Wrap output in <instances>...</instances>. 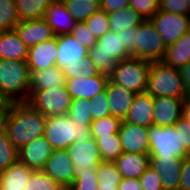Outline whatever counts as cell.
Segmentation results:
<instances>
[{"label": "cell", "instance_id": "29", "mask_svg": "<svg viewBox=\"0 0 190 190\" xmlns=\"http://www.w3.org/2000/svg\"><path fill=\"white\" fill-rule=\"evenodd\" d=\"M107 14L110 23V31L117 33L139 26L145 20L131 7Z\"/></svg>", "mask_w": 190, "mask_h": 190}, {"label": "cell", "instance_id": "55", "mask_svg": "<svg viewBox=\"0 0 190 190\" xmlns=\"http://www.w3.org/2000/svg\"><path fill=\"white\" fill-rule=\"evenodd\" d=\"M54 2H63L64 0H53Z\"/></svg>", "mask_w": 190, "mask_h": 190}, {"label": "cell", "instance_id": "19", "mask_svg": "<svg viewBox=\"0 0 190 190\" xmlns=\"http://www.w3.org/2000/svg\"><path fill=\"white\" fill-rule=\"evenodd\" d=\"M14 29L28 47L55 37L53 30L44 18L19 21Z\"/></svg>", "mask_w": 190, "mask_h": 190}, {"label": "cell", "instance_id": "31", "mask_svg": "<svg viewBox=\"0 0 190 190\" xmlns=\"http://www.w3.org/2000/svg\"><path fill=\"white\" fill-rule=\"evenodd\" d=\"M63 3L77 22H85L100 9V0H64Z\"/></svg>", "mask_w": 190, "mask_h": 190}, {"label": "cell", "instance_id": "5", "mask_svg": "<svg viewBox=\"0 0 190 190\" xmlns=\"http://www.w3.org/2000/svg\"><path fill=\"white\" fill-rule=\"evenodd\" d=\"M31 72L26 60L0 59V89L12 102H27Z\"/></svg>", "mask_w": 190, "mask_h": 190}, {"label": "cell", "instance_id": "3", "mask_svg": "<svg viewBox=\"0 0 190 190\" xmlns=\"http://www.w3.org/2000/svg\"><path fill=\"white\" fill-rule=\"evenodd\" d=\"M88 57L94 62L100 75L110 79L117 63L132 56L122 45L121 35L109 30L88 49Z\"/></svg>", "mask_w": 190, "mask_h": 190}, {"label": "cell", "instance_id": "57", "mask_svg": "<svg viewBox=\"0 0 190 190\" xmlns=\"http://www.w3.org/2000/svg\"><path fill=\"white\" fill-rule=\"evenodd\" d=\"M62 190H71L69 187L63 188Z\"/></svg>", "mask_w": 190, "mask_h": 190}, {"label": "cell", "instance_id": "49", "mask_svg": "<svg viewBox=\"0 0 190 190\" xmlns=\"http://www.w3.org/2000/svg\"><path fill=\"white\" fill-rule=\"evenodd\" d=\"M129 7V0H100V9L106 13L119 11Z\"/></svg>", "mask_w": 190, "mask_h": 190}, {"label": "cell", "instance_id": "7", "mask_svg": "<svg viewBox=\"0 0 190 190\" xmlns=\"http://www.w3.org/2000/svg\"><path fill=\"white\" fill-rule=\"evenodd\" d=\"M151 62L130 57L117 63L110 80L134 93L146 92Z\"/></svg>", "mask_w": 190, "mask_h": 190}, {"label": "cell", "instance_id": "22", "mask_svg": "<svg viewBox=\"0 0 190 190\" xmlns=\"http://www.w3.org/2000/svg\"><path fill=\"white\" fill-rule=\"evenodd\" d=\"M105 91L110 104L111 115L124 120L136 93L112 82L110 79L107 82Z\"/></svg>", "mask_w": 190, "mask_h": 190}, {"label": "cell", "instance_id": "47", "mask_svg": "<svg viewBox=\"0 0 190 190\" xmlns=\"http://www.w3.org/2000/svg\"><path fill=\"white\" fill-rule=\"evenodd\" d=\"M179 190H190V153L182 159Z\"/></svg>", "mask_w": 190, "mask_h": 190}, {"label": "cell", "instance_id": "15", "mask_svg": "<svg viewBox=\"0 0 190 190\" xmlns=\"http://www.w3.org/2000/svg\"><path fill=\"white\" fill-rule=\"evenodd\" d=\"M118 135L123 152L149 154L150 141L147 127L122 120Z\"/></svg>", "mask_w": 190, "mask_h": 190}, {"label": "cell", "instance_id": "11", "mask_svg": "<svg viewBox=\"0 0 190 190\" xmlns=\"http://www.w3.org/2000/svg\"><path fill=\"white\" fill-rule=\"evenodd\" d=\"M150 20L166 47L175 43L190 30V16L188 15L158 11Z\"/></svg>", "mask_w": 190, "mask_h": 190}, {"label": "cell", "instance_id": "23", "mask_svg": "<svg viewBox=\"0 0 190 190\" xmlns=\"http://www.w3.org/2000/svg\"><path fill=\"white\" fill-rule=\"evenodd\" d=\"M45 21L55 36L71 34L77 21L70 15L63 2H53L44 14Z\"/></svg>", "mask_w": 190, "mask_h": 190}, {"label": "cell", "instance_id": "25", "mask_svg": "<svg viewBox=\"0 0 190 190\" xmlns=\"http://www.w3.org/2000/svg\"><path fill=\"white\" fill-rule=\"evenodd\" d=\"M28 48L15 29L0 32V59L26 60Z\"/></svg>", "mask_w": 190, "mask_h": 190}, {"label": "cell", "instance_id": "28", "mask_svg": "<svg viewBox=\"0 0 190 190\" xmlns=\"http://www.w3.org/2000/svg\"><path fill=\"white\" fill-rule=\"evenodd\" d=\"M162 61L176 69L190 61V30L166 47Z\"/></svg>", "mask_w": 190, "mask_h": 190}, {"label": "cell", "instance_id": "1", "mask_svg": "<svg viewBox=\"0 0 190 190\" xmlns=\"http://www.w3.org/2000/svg\"><path fill=\"white\" fill-rule=\"evenodd\" d=\"M46 120V115L27 102H13L11 108L0 116V124L17 150L44 135Z\"/></svg>", "mask_w": 190, "mask_h": 190}, {"label": "cell", "instance_id": "24", "mask_svg": "<svg viewBox=\"0 0 190 190\" xmlns=\"http://www.w3.org/2000/svg\"><path fill=\"white\" fill-rule=\"evenodd\" d=\"M114 162L122 178H139L150 166V156L123 152Z\"/></svg>", "mask_w": 190, "mask_h": 190}, {"label": "cell", "instance_id": "13", "mask_svg": "<svg viewBox=\"0 0 190 190\" xmlns=\"http://www.w3.org/2000/svg\"><path fill=\"white\" fill-rule=\"evenodd\" d=\"M187 100L165 96L154 97L153 125L160 127L173 126L183 117Z\"/></svg>", "mask_w": 190, "mask_h": 190}, {"label": "cell", "instance_id": "40", "mask_svg": "<svg viewBox=\"0 0 190 190\" xmlns=\"http://www.w3.org/2000/svg\"><path fill=\"white\" fill-rule=\"evenodd\" d=\"M84 23L88 27L89 31H91L93 36L96 37V39L100 38L102 35L110 30L108 14L101 9L96 11Z\"/></svg>", "mask_w": 190, "mask_h": 190}, {"label": "cell", "instance_id": "50", "mask_svg": "<svg viewBox=\"0 0 190 190\" xmlns=\"http://www.w3.org/2000/svg\"><path fill=\"white\" fill-rule=\"evenodd\" d=\"M118 190H143L138 178H122Z\"/></svg>", "mask_w": 190, "mask_h": 190}, {"label": "cell", "instance_id": "18", "mask_svg": "<svg viewBox=\"0 0 190 190\" xmlns=\"http://www.w3.org/2000/svg\"><path fill=\"white\" fill-rule=\"evenodd\" d=\"M150 166L160 175L164 190H179L182 159L150 157Z\"/></svg>", "mask_w": 190, "mask_h": 190}, {"label": "cell", "instance_id": "6", "mask_svg": "<svg viewBox=\"0 0 190 190\" xmlns=\"http://www.w3.org/2000/svg\"><path fill=\"white\" fill-rule=\"evenodd\" d=\"M146 92L153 97L188 99L180 69L163 61L151 62Z\"/></svg>", "mask_w": 190, "mask_h": 190}, {"label": "cell", "instance_id": "32", "mask_svg": "<svg viewBox=\"0 0 190 190\" xmlns=\"http://www.w3.org/2000/svg\"><path fill=\"white\" fill-rule=\"evenodd\" d=\"M99 189H118L122 176L113 161H101L97 170Z\"/></svg>", "mask_w": 190, "mask_h": 190}, {"label": "cell", "instance_id": "51", "mask_svg": "<svg viewBox=\"0 0 190 190\" xmlns=\"http://www.w3.org/2000/svg\"><path fill=\"white\" fill-rule=\"evenodd\" d=\"M180 72L186 93L190 97V61L181 67Z\"/></svg>", "mask_w": 190, "mask_h": 190}, {"label": "cell", "instance_id": "21", "mask_svg": "<svg viewBox=\"0 0 190 190\" xmlns=\"http://www.w3.org/2000/svg\"><path fill=\"white\" fill-rule=\"evenodd\" d=\"M108 80V78L99 74L98 76H88L85 79L81 77L66 79L65 84L72 99L84 98L91 100L105 90Z\"/></svg>", "mask_w": 190, "mask_h": 190}, {"label": "cell", "instance_id": "12", "mask_svg": "<svg viewBox=\"0 0 190 190\" xmlns=\"http://www.w3.org/2000/svg\"><path fill=\"white\" fill-rule=\"evenodd\" d=\"M67 152L73 163V171L97 172L102 161L99 147L94 138L84 142H74L67 148Z\"/></svg>", "mask_w": 190, "mask_h": 190}, {"label": "cell", "instance_id": "54", "mask_svg": "<svg viewBox=\"0 0 190 190\" xmlns=\"http://www.w3.org/2000/svg\"><path fill=\"white\" fill-rule=\"evenodd\" d=\"M188 2V10H189V16H190V0H187Z\"/></svg>", "mask_w": 190, "mask_h": 190}, {"label": "cell", "instance_id": "20", "mask_svg": "<svg viewBox=\"0 0 190 190\" xmlns=\"http://www.w3.org/2000/svg\"><path fill=\"white\" fill-rule=\"evenodd\" d=\"M154 97L147 92L137 93L123 121L149 128L153 125Z\"/></svg>", "mask_w": 190, "mask_h": 190}, {"label": "cell", "instance_id": "27", "mask_svg": "<svg viewBox=\"0 0 190 190\" xmlns=\"http://www.w3.org/2000/svg\"><path fill=\"white\" fill-rule=\"evenodd\" d=\"M30 91L47 90L66 83L64 72L57 65L45 70L30 71Z\"/></svg>", "mask_w": 190, "mask_h": 190}, {"label": "cell", "instance_id": "52", "mask_svg": "<svg viewBox=\"0 0 190 190\" xmlns=\"http://www.w3.org/2000/svg\"><path fill=\"white\" fill-rule=\"evenodd\" d=\"M13 102L0 89V116H3L10 108Z\"/></svg>", "mask_w": 190, "mask_h": 190}, {"label": "cell", "instance_id": "26", "mask_svg": "<svg viewBox=\"0 0 190 190\" xmlns=\"http://www.w3.org/2000/svg\"><path fill=\"white\" fill-rule=\"evenodd\" d=\"M34 170L17 161L0 172V190H24Z\"/></svg>", "mask_w": 190, "mask_h": 190}, {"label": "cell", "instance_id": "33", "mask_svg": "<svg viewBox=\"0 0 190 190\" xmlns=\"http://www.w3.org/2000/svg\"><path fill=\"white\" fill-rule=\"evenodd\" d=\"M102 161H115L122 153L121 140L118 133L96 139Z\"/></svg>", "mask_w": 190, "mask_h": 190}, {"label": "cell", "instance_id": "16", "mask_svg": "<svg viewBox=\"0 0 190 190\" xmlns=\"http://www.w3.org/2000/svg\"><path fill=\"white\" fill-rule=\"evenodd\" d=\"M52 152L51 144L43 135L35 138L18 150V161L34 171H39L44 168Z\"/></svg>", "mask_w": 190, "mask_h": 190}, {"label": "cell", "instance_id": "39", "mask_svg": "<svg viewBox=\"0 0 190 190\" xmlns=\"http://www.w3.org/2000/svg\"><path fill=\"white\" fill-rule=\"evenodd\" d=\"M71 190H99L97 172L91 170L73 171Z\"/></svg>", "mask_w": 190, "mask_h": 190}, {"label": "cell", "instance_id": "42", "mask_svg": "<svg viewBox=\"0 0 190 190\" xmlns=\"http://www.w3.org/2000/svg\"><path fill=\"white\" fill-rule=\"evenodd\" d=\"M160 0H129V7L144 19H151L159 11Z\"/></svg>", "mask_w": 190, "mask_h": 190}, {"label": "cell", "instance_id": "17", "mask_svg": "<svg viewBox=\"0 0 190 190\" xmlns=\"http://www.w3.org/2000/svg\"><path fill=\"white\" fill-rule=\"evenodd\" d=\"M58 55L56 36L28 48L26 62L30 71L45 70L56 65Z\"/></svg>", "mask_w": 190, "mask_h": 190}, {"label": "cell", "instance_id": "38", "mask_svg": "<svg viewBox=\"0 0 190 190\" xmlns=\"http://www.w3.org/2000/svg\"><path fill=\"white\" fill-rule=\"evenodd\" d=\"M63 187L42 170L33 171L24 190H62Z\"/></svg>", "mask_w": 190, "mask_h": 190}, {"label": "cell", "instance_id": "53", "mask_svg": "<svg viewBox=\"0 0 190 190\" xmlns=\"http://www.w3.org/2000/svg\"><path fill=\"white\" fill-rule=\"evenodd\" d=\"M183 117L185 118L186 121L190 122V97L186 101Z\"/></svg>", "mask_w": 190, "mask_h": 190}, {"label": "cell", "instance_id": "37", "mask_svg": "<svg viewBox=\"0 0 190 190\" xmlns=\"http://www.w3.org/2000/svg\"><path fill=\"white\" fill-rule=\"evenodd\" d=\"M68 115L72 121L91 125L93 118L90 109V100L84 98L72 99Z\"/></svg>", "mask_w": 190, "mask_h": 190}, {"label": "cell", "instance_id": "8", "mask_svg": "<svg viewBox=\"0 0 190 190\" xmlns=\"http://www.w3.org/2000/svg\"><path fill=\"white\" fill-rule=\"evenodd\" d=\"M149 133V156L183 159L189 152L181 144L180 132L174 126L151 125Z\"/></svg>", "mask_w": 190, "mask_h": 190}, {"label": "cell", "instance_id": "4", "mask_svg": "<svg viewBox=\"0 0 190 190\" xmlns=\"http://www.w3.org/2000/svg\"><path fill=\"white\" fill-rule=\"evenodd\" d=\"M44 137L53 150L67 149L74 142L92 138L90 125L72 121L68 114L47 117Z\"/></svg>", "mask_w": 190, "mask_h": 190}, {"label": "cell", "instance_id": "36", "mask_svg": "<svg viewBox=\"0 0 190 190\" xmlns=\"http://www.w3.org/2000/svg\"><path fill=\"white\" fill-rule=\"evenodd\" d=\"M18 23L15 0H0V32L13 30Z\"/></svg>", "mask_w": 190, "mask_h": 190}, {"label": "cell", "instance_id": "41", "mask_svg": "<svg viewBox=\"0 0 190 190\" xmlns=\"http://www.w3.org/2000/svg\"><path fill=\"white\" fill-rule=\"evenodd\" d=\"M91 115L94 120L111 115L106 91H102L90 100Z\"/></svg>", "mask_w": 190, "mask_h": 190}, {"label": "cell", "instance_id": "48", "mask_svg": "<svg viewBox=\"0 0 190 190\" xmlns=\"http://www.w3.org/2000/svg\"><path fill=\"white\" fill-rule=\"evenodd\" d=\"M122 39V45L131 54L134 51L135 37L138 34V26L132 27L129 30H125L119 33Z\"/></svg>", "mask_w": 190, "mask_h": 190}, {"label": "cell", "instance_id": "34", "mask_svg": "<svg viewBox=\"0 0 190 190\" xmlns=\"http://www.w3.org/2000/svg\"><path fill=\"white\" fill-rule=\"evenodd\" d=\"M122 120L112 115L94 120L90 125L92 138L110 136V134L118 133Z\"/></svg>", "mask_w": 190, "mask_h": 190}, {"label": "cell", "instance_id": "9", "mask_svg": "<svg viewBox=\"0 0 190 190\" xmlns=\"http://www.w3.org/2000/svg\"><path fill=\"white\" fill-rule=\"evenodd\" d=\"M72 98L66 84L57 88L29 91V103L47 117L68 114Z\"/></svg>", "mask_w": 190, "mask_h": 190}, {"label": "cell", "instance_id": "43", "mask_svg": "<svg viewBox=\"0 0 190 190\" xmlns=\"http://www.w3.org/2000/svg\"><path fill=\"white\" fill-rule=\"evenodd\" d=\"M138 179L143 190H164L160 175L151 166Z\"/></svg>", "mask_w": 190, "mask_h": 190}, {"label": "cell", "instance_id": "56", "mask_svg": "<svg viewBox=\"0 0 190 190\" xmlns=\"http://www.w3.org/2000/svg\"><path fill=\"white\" fill-rule=\"evenodd\" d=\"M99 190H118V189H99Z\"/></svg>", "mask_w": 190, "mask_h": 190}, {"label": "cell", "instance_id": "14", "mask_svg": "<svg viewBox=\"0 0 190 190\" xmlns=\"http://www.w3.org/2000/svg\"><path fill=\"white\" fill-rule=\"evenodd\" d=\"M42 171L63 188L73 184V163L67 149L53 150Z\"/></svg>", "mask_w": 190, "mask_h": 190}, {"label": "cell", "instance_id": "44", "mask_svg": "<svg viewBox=\"0 0 190 190\" xmlns=\"http://www.w3.org/2000/svg\"><path fill=\"white\" fill-rule=\"evenodd\" d=\"M71 35L88 49L92 48L97 42L96 37L89 31L84 22H77Z\"/></svg>", "mask_w": 190, "mask_h": 190}, {"label": "cell", "instance_id": "45", "mask_svg": "<svg viewBox=\"0 0 190 190\" xmlns=\"http://www.w3.org/2000/svg\"><path fill=\"white\" fill-rule=\"evenodd\" d=\"M159 11H166L189 16L187 0H160Z\"/></svg>", "mask_w": 190, "mask_h": 190}, {"label": "cell", "instance_id": "10", "mask_svg": "<svg viewBox=\"0 0 190 190\" xmlns=\"http://www.w3.org/2000/svg\"><path fill=\"white\" fill-rule=\"evenodd\" d=\"M166 51L161 36L157 33L155 25L150 19H145L138 26V34L135 37L134 51L131 56L150 62L162 61Z\"/></svg>", "mask_w": 190, "mask_h": 190}, {"label": "cell", "instance_id": "30", "mask_svg": "<svg viewBox=\"0 0 190 190\" xmlns=\"http://www.w3.org/2000/svg\"><path fill=\"white\" fill-rule=\"evenodd\" d=\"M53 0H15L19 21L43 18Z\"/></svg>", "mask_w": 190, "mask_h": 190}, {"label": "cell", "instance_id": "35", "mask_svg": "<svg viewBox=\"0 0 190 190\" xmlns=\"http://www.w3.org/2000/svg\"><path fill=\"white\" fill-rule=\"evenodd\" d=\"M18 161V150L10 142L5 129L0 124V172Z\"/></svg>", "mask_w": 190, "mask_h": 190}, {"label": "cell", "instance_id": "2", "mask_svg": "<svg viewBox=\"0 0 190 190\" xmlns=\"http://www.w3.org/2000/svg\"><path fill=\"white\" fill-rule=\"evenodd\" d=\"M58 55L56 65L64 72L66 79L98 76L94 62L88 57V48L71 34L56 36Z\"/></svg>", "mask_w": 190, "mask_h": 190}, {"label": "cell", "instance_id": "46", "mask_svg": "<svg viewBox=\"0 0 190 190\" xmlns=\"http://www.w3.org/2000/svg\"><path fill=\"white\" fill-rule=\"evenodd\" d=\"M173 126L180 132L181 144L190 153V122L182 117Z\"/></svg>", "mask_w": 190, "mask_h": 190}]
</instances>
